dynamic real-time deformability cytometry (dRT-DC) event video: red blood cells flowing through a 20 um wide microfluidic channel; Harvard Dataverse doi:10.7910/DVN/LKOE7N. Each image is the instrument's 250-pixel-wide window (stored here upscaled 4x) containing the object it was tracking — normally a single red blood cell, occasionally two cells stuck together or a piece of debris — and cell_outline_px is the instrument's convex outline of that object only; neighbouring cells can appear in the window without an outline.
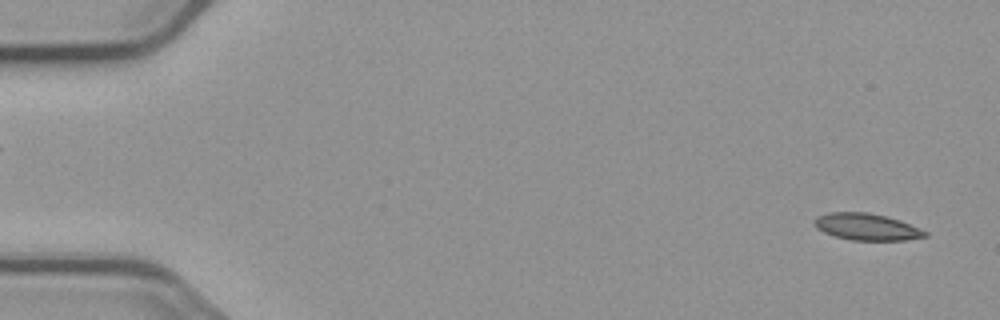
{"species": "common noctule bat (a hibernating species)", "species_latin": "Nyctalus noctula", "temperature_condition": "cold", "stored_images_in_passage": 8, "camera_frame_rate_fps": 3000, "um_per_image_px": 0.085, "animal": {"sex": "male", "body_mass_g": 23.1, "forearm_length_mm": 52.7}, "frame": {"image": 1, "passage_image": 1, "time_ms": 0.0, "image_size_px": [1000, 320], "cell_outline_px": [[928, 236], [908, 240], [852, 240], [836, 236], [824, 232], [816, 228], [816, 216], [828, 212], [868, 212], [888, 216], [900, 220], [928, 232]], "centroid_in_image_um": [73.7, 19.27], "position_along_channel_um": 11.3, "area_um2": 17.22}}
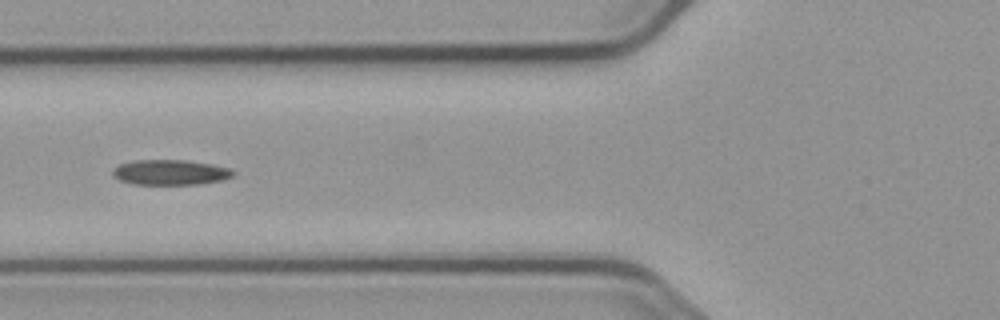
{"frame": {"image": 2, "passage_image": 5, "time_ms": 6.333, "image_size_px": [1000, 320], "cell_outline_px": [[236, 172], [232, 176], [224, 180], [196, 184], [132, 184], [120, 180], [112, 176], [112, 168], [120, 164], [132, 160], [184, 160], [212, 164], [228, 168]], "centroid_in_image_um": [14.44, 14.64], "position_along_channel_um": 111.4, "area_um2": 17.74}}
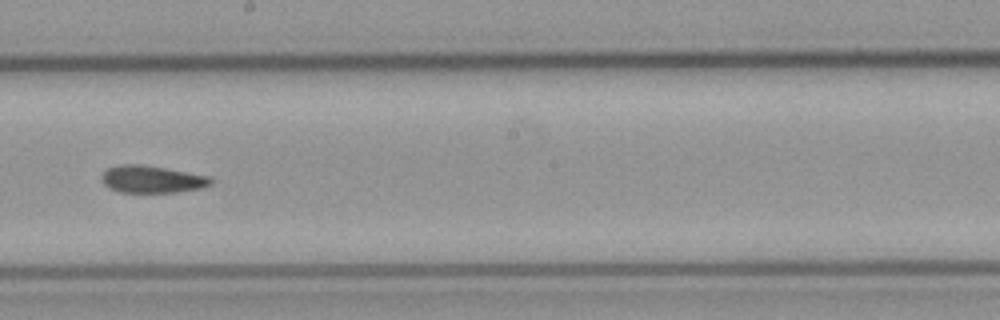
{"frame": {"image": 3, "passage_image": 8, "time_ms": 9.667, "image_size_px": [1000, 320], "cell_outline_px": [[212, 184], [200, 188], [176, 192], [120, 192], [108, 188], [104, 184], [100, 176], [108, 168], [120, 164], [140, 164], [212, 176]], "centroid_in_image_um": [12.91, 15.23], "position_along_channel_um": 235.3, "area_um2": 17.34}}